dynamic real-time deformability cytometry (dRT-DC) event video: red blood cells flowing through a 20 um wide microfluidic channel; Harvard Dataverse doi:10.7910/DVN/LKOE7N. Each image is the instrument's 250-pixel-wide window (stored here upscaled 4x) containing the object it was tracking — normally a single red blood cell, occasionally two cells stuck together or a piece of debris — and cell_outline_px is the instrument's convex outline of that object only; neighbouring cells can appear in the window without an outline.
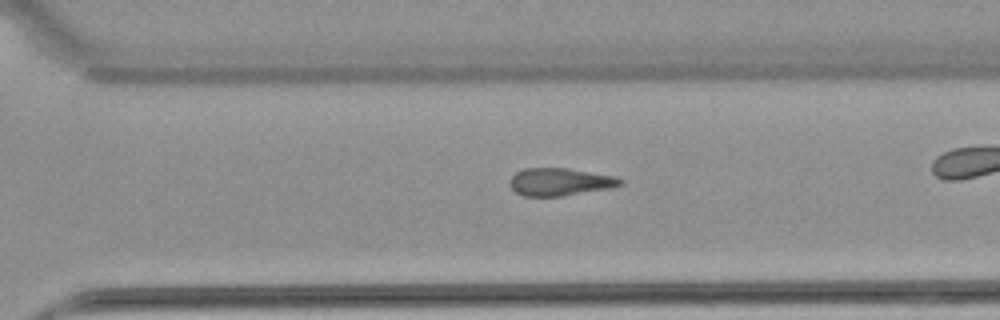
{"species": "common noctule bat (a hibernating species)", "species_latin": "Nyctalus noctula", "temperature_condition": "warm", "stored_images_in_passage": 34, "camera_frame_rate_fps": 3000, "um_per_image_px": 0.085, "animal": {"sex": "female", "body_mass_g": 22.7, "forearm_length_mm": 54.2}, "frame": {"image": 1, "passage_image": 29, "time_ms": 9.333, "image_size_px": [1000, 320], "cell_outline_px": [[624, 184], [612, 188], [564, 196], [524, 196], [516, 192], [508, 184], [508, 180], [516, 172], [524, 168], [568, 168], [616, 176], [624, 180]], "centroid_in_image_um": [47.62, 15.46], "position_along_channel_um": 323.0, "area_um2": 18.09}}